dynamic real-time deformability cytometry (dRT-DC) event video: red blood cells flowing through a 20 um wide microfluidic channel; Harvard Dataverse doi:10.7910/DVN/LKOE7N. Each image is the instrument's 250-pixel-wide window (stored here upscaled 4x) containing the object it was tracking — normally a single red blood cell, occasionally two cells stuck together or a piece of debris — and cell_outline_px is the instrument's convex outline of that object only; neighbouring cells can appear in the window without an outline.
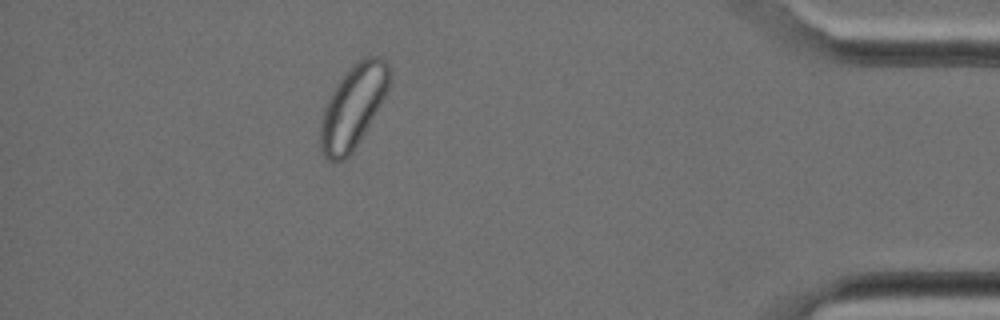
{"species": "Egyptian fruit bat (a non-hibernating species)", "species_latin": "Rousettus aegyptiacus", "temperature_condition": "cold", "stored_images_in_passage": 29, "camera_frame_rate_fps": 3000, "um_per_image_px": 0.085, "animal": {"sex": "female"}, "frame": {"image": 1, "passage_image": 25, "time_ms": 8.0, "image_size_px": [1000, 320], "cell_outline_px": [[388, 88], [380, 104], [364, 132], [352, 152], [344, 160], [328, 160], [320, 152], [320, 124], [324, 108], [328, 96], [344, 72], [352, 64], [364, 56], [380, 56], [388, 64]], "centroid_in_image_um": [29.96, 9.05], "position_along_channel_um": 405.2, "area_um2": 32.95}}